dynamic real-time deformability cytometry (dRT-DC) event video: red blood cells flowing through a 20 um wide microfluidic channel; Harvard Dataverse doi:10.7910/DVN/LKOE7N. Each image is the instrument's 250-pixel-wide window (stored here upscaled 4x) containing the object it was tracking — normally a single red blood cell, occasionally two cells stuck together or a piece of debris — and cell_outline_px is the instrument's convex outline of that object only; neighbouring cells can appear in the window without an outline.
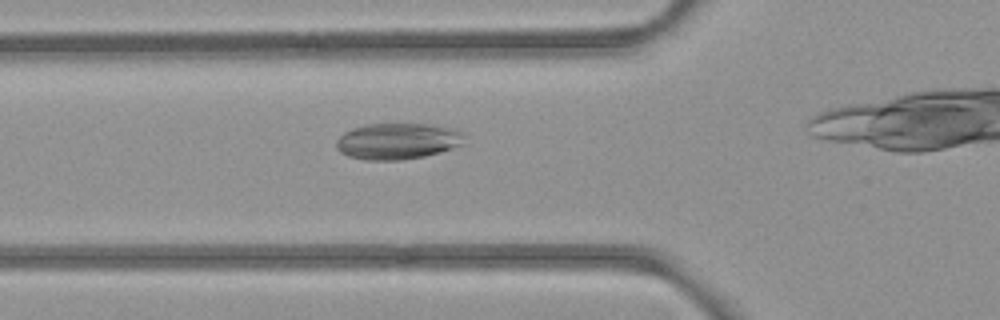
{"species": "common noctule bat (a hibernating species)", "species_latin": "Nyctalus noctula", "temperature_condition": "room temperature", "stored_images_in_passage": 26, "camera_frame_rate_fps": 3000, "um_per_image_px": 0.085, "animal": {"sex": "female", "body_mass_g": 21.9}, "frame": {"image": 1, "passage_image": 6, "time_ms": 1.667, "image_size_px": [1000, 320], "cell_outline_px": [[464, 136], [460, 144], [440, 152], [424, 156], [400, 160], [364, 160], [348, 156], [340, 152], [336, 148], [336, 140], [344, 132], [352, 128], [368, 124], [424, 124], [448, 128], [464, 132]], "centroid_in_image_um": [33.72, 12.0], "position_along_channel_um": 92.1, "area_um2": 26.76}}
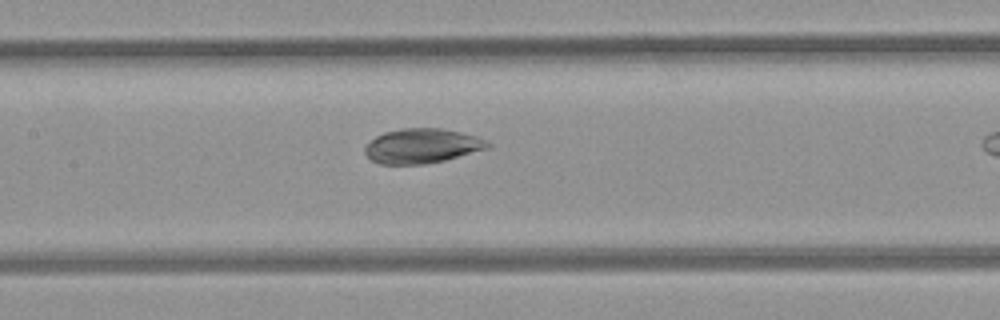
{"frame": {"image": 2, "passage_image": 12, "time_ms": 3.667, "image_size_px": [1000, 320], "cell_outline_px": [[492, 144], [488, 148], [444, 160], [424, 164], [380, 164], [372, 160], [364, 152], [364, 148], [376, 136], [384, 132], [404, 128], [440, 128], [460, 132], [476, 136]], "centroid_in_image_um": [35.86, 12.4], "position_along_channel_um": 171.5, "area_um2": 24.51}}
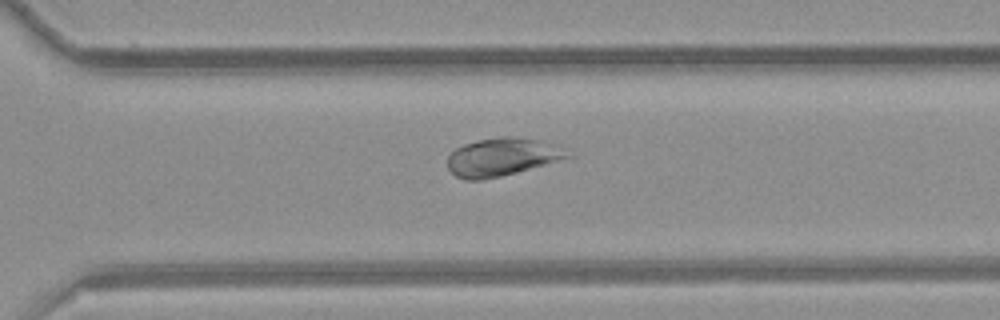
{"frame": {"image": 3, "passage_image": 24, "time_ms": 7.667, "image_size_px": [1000, 320], "cell_outline_px": [[572, 156], [560, 160], [516, 172], [484, 180], [464, 180], [456, 176], [448, 168], [448, 156], [456, 148], [464, 144], [476, 140], [496, 136], [512, 136], [540, 140], [556, 144], [564, 148]], "centroid_in_image_um": [42.67, 13.33], "position_along_channel_um": 327.9, "area_um2": 26.65}}